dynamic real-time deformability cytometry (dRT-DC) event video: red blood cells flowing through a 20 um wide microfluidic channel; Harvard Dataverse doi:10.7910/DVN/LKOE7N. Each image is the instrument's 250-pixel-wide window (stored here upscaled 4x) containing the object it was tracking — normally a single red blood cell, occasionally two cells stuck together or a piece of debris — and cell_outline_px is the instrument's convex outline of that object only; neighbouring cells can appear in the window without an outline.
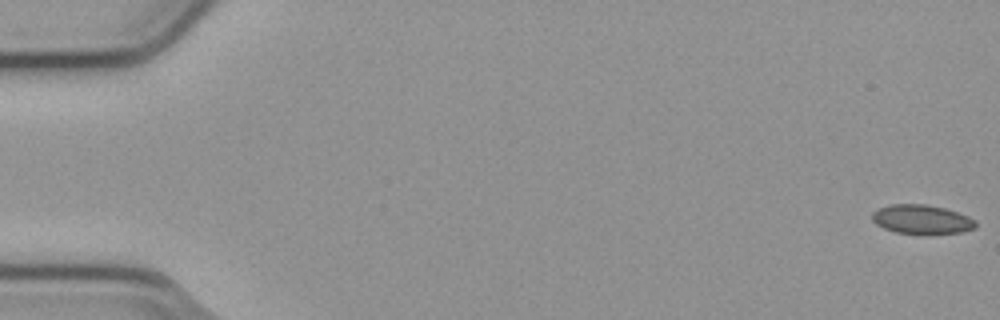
{"species": "common noctule bat (a hibernating species)", "species_latin": "Nyctalus noctula", "temperature_condition": "cold", "stored_images_in_passage": 55, "camera_frame_rate_fps": 3000, "um_per_image_px": 0.085, "animal": {"sex": "male", "body_mass_g": 23.1, "forearm_length_mm": 52.7}, "frame": {"image": 1, "passage_image": 1, "time_ms": 0.0, "image_size_px": [1000, 320], "cell_outline_px": [[976, 228], [960, 232], [928, 236], [896, 232], [884, 228], [876, 224], [872, 220], [872, 212], [880, 208], [892, 204], [924, 204], [944, 208], [968, 216], [976, 220]], "centroid_in_image_um": [78.36, 18.68], "position_along_channel_um": 6.6, "area_um2": 17.92}}
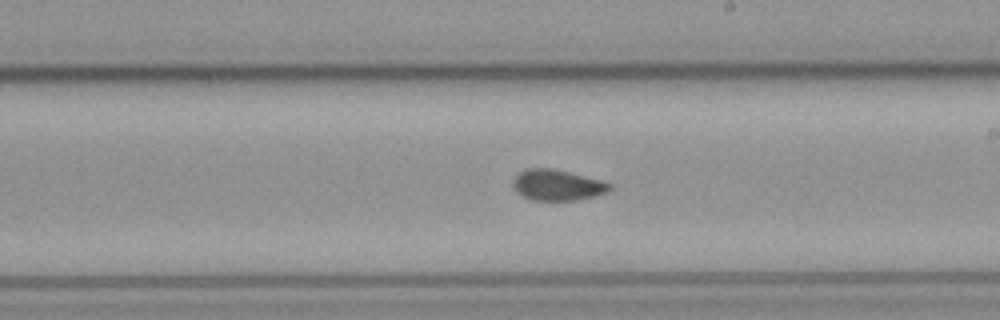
{"frame": {"image": 2, "passage_image": 32, "time_ms": 10.333, "image_size_px": [1000, 320], "cell_outline_px": [[612, 188], [608, 192], [596, 196], [576, 200], [532, 200], [516, 192], [512, 188], [512, 180], [524, 168], [552, 168], [600, 180], [612, 184]], "centroid_in_image_um": [47.35, 15.73], "position_along_channel_um": 241.6, "area_um2": 17.46}}
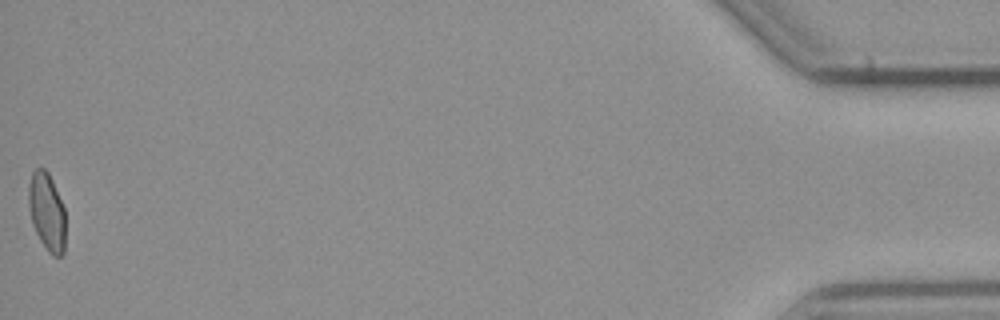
{"frame": {"image": 3, "passage_image": 55, "time_ms": 18.0, "image_size_px": [1000, 320], "cell_outline_px": [[64, 252], [60, 256], [52, 256], [48, 252], [40, 240], [32, 224], [28, 204], [28, 184], [32, 172], [36, 168], [44, 168], [48, 172], [52, 180], [64, 208]], "centroid_in_image_um": [3.96, 17.99], "position_along_channel_um": 431.2, "area_um2": 16.7}, "authors_computed_cell_mechanics": {"area_um2": 17.5134, "velocity_mm_per_s": 3.7949, "shape_relaxation_time_tau1_ms": null, "shape_relaxation_time_tau2_ms": 1.2359, "deformation_change_tau1": null, "deformation_change_tau2": 0.0558}}